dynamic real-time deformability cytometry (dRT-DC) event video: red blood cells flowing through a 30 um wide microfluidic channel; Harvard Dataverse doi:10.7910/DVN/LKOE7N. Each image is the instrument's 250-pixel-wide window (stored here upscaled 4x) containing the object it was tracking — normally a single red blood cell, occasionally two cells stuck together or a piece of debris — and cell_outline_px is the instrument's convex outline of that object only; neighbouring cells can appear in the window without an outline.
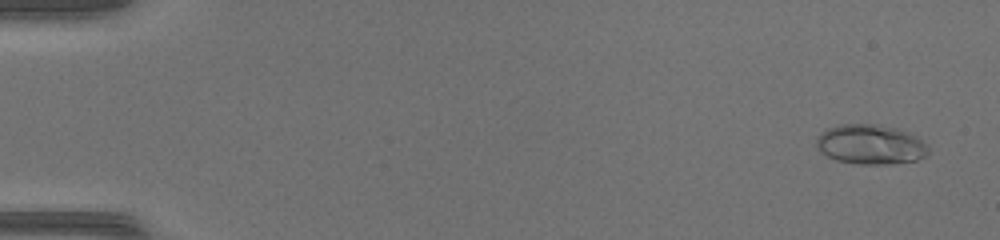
{"species": "common noctule bat (a hibernating species)", "species_latin": "Nyctalus noctula", "temperature_condition": "warm", "stored_images_in_passage": 49, "camera_frame_rate_fps": 3000, "um_per_image_px": 0.085, "animal": {"sex": "female", "body_mass_g": 17.0, "forearm_length_mm": 48.0}, "frame": {"image": 1, "passage_image": 3, "time_ms": 0.667, "image_size_px": [1000, 240], "cell_outline_px": [[928, 152], [924, 156], [916, 160], [884, 164], [860, 164], [836, 160], [828, 156], [816, 144], [816, 136], [828, 128], [840, 124], [876, 124], [908, 132], [916, 136], [928, 148]], "centroid_in_image_um": [73.97, 12.27], "position_along_channel_um": 11.0, "area_um2": 25.43}}
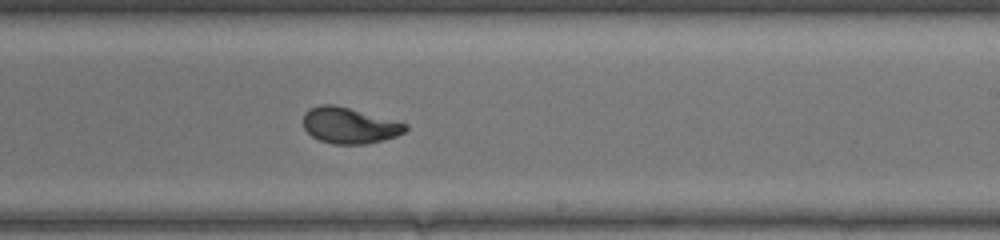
{"frame": {"image": 2, "passage_image": 31, "time_ms": 10.0, "image_size_px": [1000, 240], "cell_outline_px": [[408, 128], [404, 132], [396, 136], [364, 144], [332, 144], [320, 140], [312, 136], [304, 128], [304, 112], [308, 108], [320, 104], [332, 104], [348, 108], [408, 124]], "centroid_in_image_um": [29.66, 10.66], "position_along_channel_um": 259.3, "area_um2": 21.15}}
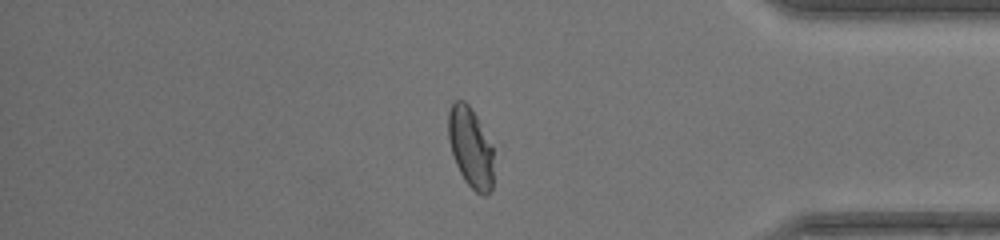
{"frame": {"image": 3, "passage_image": 42, "time_ms": 13.667, "image_size_px": [1000, 240], "cell_outline_px": [[492, 188], [484, 196], [476, 192], [464, 180], [456, 164], [452, 152], [448, 136], [448, 112], [452, 104], [456, 100], [464, 100], [468, 104], [476, 116], [492, 148]], "centroid_in_image_um": [39.97, 12.53], "position_along_channel_um": 395.2, "area_um2": 20.69}, "authors_computed_cell_mechanics": {"area_um2": 22.0218, "velocity_mm_per_s": 4.3552, "shape_relaxation_time_tau1_ms": 5.0938, "shape_relaxation_time_tau2_ms": null, "deformation_change_tau1": 0.2018, "deformation_change_tau2": null}}